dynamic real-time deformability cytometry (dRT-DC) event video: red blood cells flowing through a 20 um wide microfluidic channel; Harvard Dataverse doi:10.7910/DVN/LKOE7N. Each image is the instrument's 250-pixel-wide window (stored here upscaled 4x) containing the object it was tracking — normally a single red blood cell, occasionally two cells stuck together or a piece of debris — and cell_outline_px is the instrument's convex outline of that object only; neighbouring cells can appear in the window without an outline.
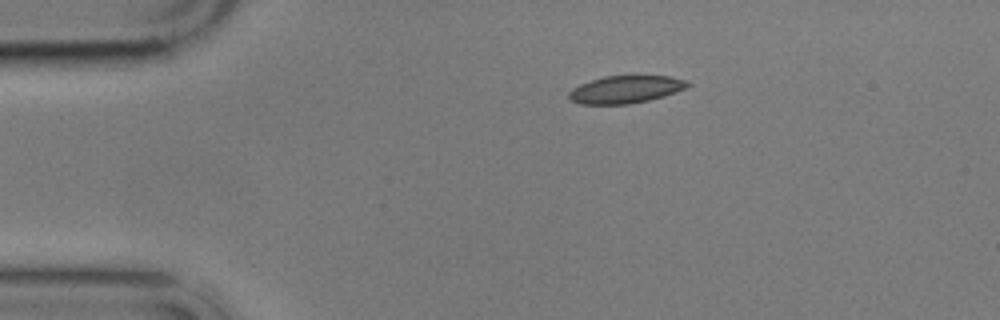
{"species": "common noctule bat (a hibernating species)", "species_latin": "Nyctalus noctula", "temperature_condition": "cold", "stored_images_in_passage": 9, "camera_frame_rate_fps": 3000, "um_per_image_px": 0.085, "animal": {"sex": "male", "body_mass_g": 17.9}, "frame": {"image": 1, "passage_image": 1, "time_ms": 0.0, "image_size_px": [1000, 320], "cell_outline_px": [[692, 84], [688, 88], [664, 96], [648, 100], [628, 104], [580, 104], [572, 100], [568, 96], [568, 92], [572, 88], [580, 84], [604, 76], [672, 76], [684, 80]], "centroid_in_image_um": [53.2, 7.6], "position_along_channel_um": 31.8, "area_um2": 19.02}}
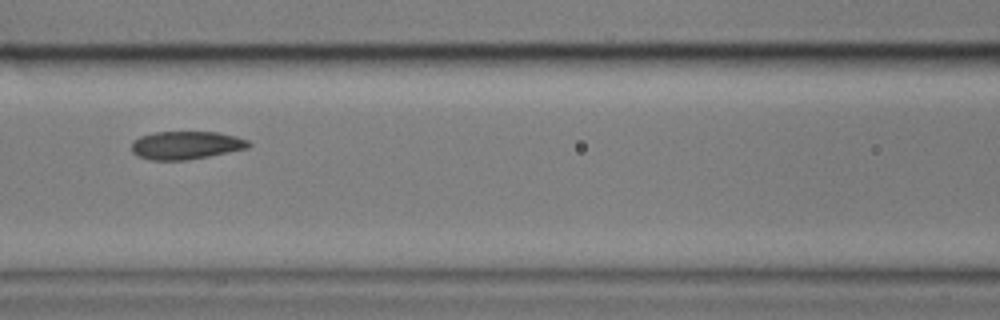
{"frame": {"image": 2, "passage_image": 5, "time_ms": 4.667, "image_size_px": [1000, 320], "cell_outline_px": [[252, 144], [248, 148], [208, 156], [184, 160], [148, 160], [136, 156], [132, 152], [132, 140], [140, 136], [156, 132], [220, 132], [236, 136], [248, 140]], "centroid_in_image_um": [15.79, 12.34], "position_along_channel_um": 150.8, "area_um2": 19.25}}
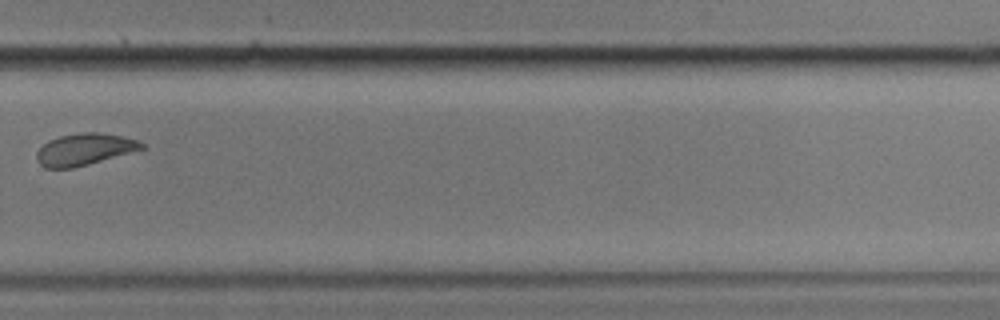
{"frame": {"image": 3, "passage_image": 9, "time_ms": 9.667, "image_size_px": [1000, 320], "cell_outline_px": [[144, 148], [88, 164], [72, 168], [44, 168], [36, 160], [36, 152], [48, 140], [60, 136], [84, 132], [96, 132], [120, 136], [136, 140], [144, 144]], "centroid_in_image_um": [7.11, 12.7], "position_along_channel_um": 322.7, "area_um2": 19.07}}